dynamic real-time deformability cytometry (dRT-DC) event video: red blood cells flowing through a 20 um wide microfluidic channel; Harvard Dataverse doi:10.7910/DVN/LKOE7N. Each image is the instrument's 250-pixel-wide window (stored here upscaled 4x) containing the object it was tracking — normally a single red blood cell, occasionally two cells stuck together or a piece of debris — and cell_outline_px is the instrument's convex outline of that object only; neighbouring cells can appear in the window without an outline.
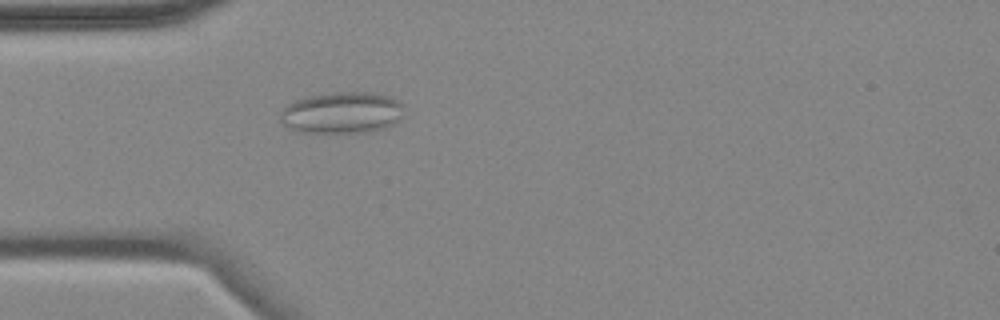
{"species": "common noctule bat (a hibernating species)", "species_latin": "Nyctalus noctula", "temperature_condition": "cold", "stored_images_in_passage": 4, "camera_frame_rate_fps": 3000, "um_per_image_px": 0.085, "animal": {"sex": "female", "body_mass_g": 18.4}, "frame": {"image": 1, "passage_image": 4, "time_ms": 4.0, "image_size_px": [1000, 320], "cell_outline_px": [[404, 104], [400, 116], [392, 124], [384, 128], [368, 132], [300, 132], [284, 124], [280, 120], [280, 112], [288, 104], [304, 96], [336, 92], [372, 92], [388, 96]], "centroid_in_image_um": [29.04, 9.56], "position_along_channel_um": 56.0, "area_um2": 29.71}}